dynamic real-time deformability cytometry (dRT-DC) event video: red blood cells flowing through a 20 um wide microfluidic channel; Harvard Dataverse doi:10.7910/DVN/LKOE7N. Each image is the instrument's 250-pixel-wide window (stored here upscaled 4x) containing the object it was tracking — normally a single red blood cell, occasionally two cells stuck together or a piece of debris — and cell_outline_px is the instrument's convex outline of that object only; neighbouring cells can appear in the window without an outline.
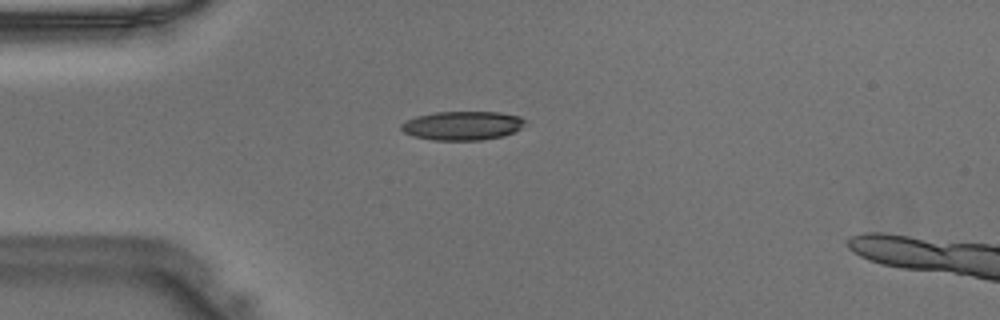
{"species": "Egyptian fruit bat (a non-hibernating species)", "species_latin": "Rousettus aegyptiacus", "temperature_condition": "warm", "stored_images_in_passage": 40, "camera_frame_rate_fps": 3000, "um_per_image_px": 0.085, "animal": {"sex": "male"}, "frame": {"image": 1, "passage_image": 5, "time_ms": 1.333, "image_size_px": [1000, 320], "cell_outline_px": [[524, 120], [520, 128], [504, 136], [484, 140], [432, 140], [412, 136], [404, 132], [400, 128], [400, 124], [416, 116], [436, 112], [500, 112], [520, 116]], "centroid_in_image_um": [39.27, 10.68], "position_along_channel_um": 45.7, "area_um2": 20.81}}
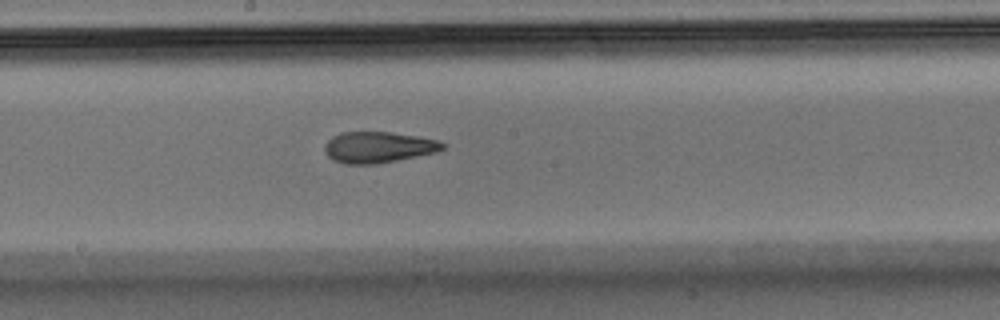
{"frame": {"image": 2, "passage_image": 18, "time_ms": 5.667, "image_size_px": [1000, 320], "cell_outline_px": [[448, 144], [444, 148], [436, 152], [376, 164], [344, 164], [332, 160], [324, 152], [324, 144], [332, 136], [340, 132], [392, 132], [420, 136], [440, 140]], "centroid_in_image_um": [32.15, 12.5], "position_along_channel_um": 216.0, "area_um2": 21.68}}
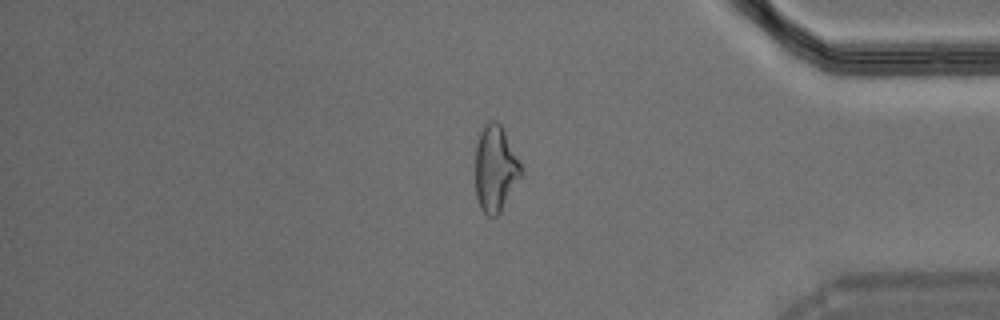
{"frame": {"image": 3, "passage_image": 32, "time_ms": 10.333, "image_size_px": [1000, 320], "cell_outline_px": [[524, 176], [500, 212], [496, 216], [488, 216], [480, 208], [476, 196], [476, 144], [480, 132], [484, 124], [492, 120], [496, 120], [504, 128], [524, 168]], "centroid_in_image_um": [42.16, 14.33], "position_along_channel_um": 393.0, "area_um2": 23.64}}